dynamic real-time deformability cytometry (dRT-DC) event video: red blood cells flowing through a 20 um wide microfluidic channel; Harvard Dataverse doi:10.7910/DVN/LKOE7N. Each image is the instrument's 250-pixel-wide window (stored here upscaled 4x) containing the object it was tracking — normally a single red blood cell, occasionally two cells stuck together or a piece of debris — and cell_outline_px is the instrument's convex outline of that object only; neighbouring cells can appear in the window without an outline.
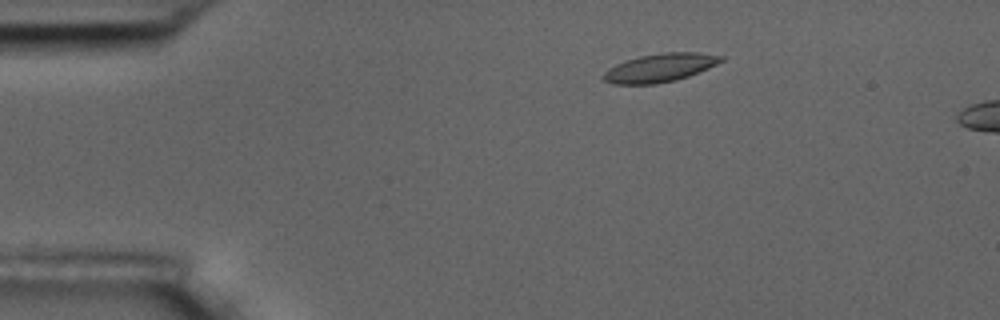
{"species": "common noctule bat (a hibernating species)", "species_latin": "Nyctalus noctula", "temperature_condition": "room temperature", "stored_images_in_passage": 4, "camera_frame_rate_fps": 3000, "um_per_image_px": 0.085, "animal": {"sex": "male", "body_mass_g": 17.5, "forearm_length_mm": 52.3}, "frame": {"image": 1, "passage_image": 1, "time_ms": 0.0, "image_size_px": [1000, 320], "cell_outline_px": [[724, 60], [708, 68], [688, 76], [676, 80], [656, 84], [612, 84], [604, 80], [600, 76], [608, 68], [616, 64], [640, 56], [664, 52], [700, 52], [724, 56]], "centroid_in_image_um": [56.08, 5.76], "position_along_channel_um": 28.9, "area_um2": 19.48}}